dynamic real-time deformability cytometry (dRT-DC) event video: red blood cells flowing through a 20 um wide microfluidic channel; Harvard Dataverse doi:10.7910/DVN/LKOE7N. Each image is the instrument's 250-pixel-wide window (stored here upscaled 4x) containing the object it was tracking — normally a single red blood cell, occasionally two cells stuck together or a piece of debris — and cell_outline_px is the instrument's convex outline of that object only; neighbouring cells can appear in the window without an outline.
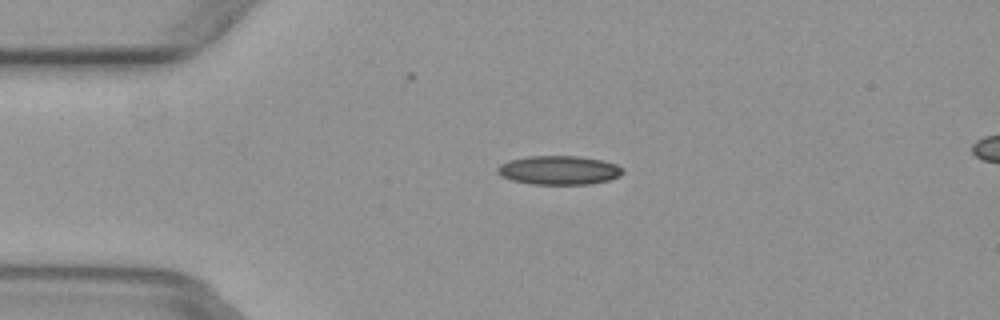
{"species": "common noctule bat (a hibernating species)", "species_latin": "Nyctalus noctula", "temperature_condition": "warm", "stored_images_in_passage": 5, "camera_frame_rate_fps": 3000, "um_per_image_px": 0.085, "animal": {"sex": "female", "body_mass_g": 29.2, "forearm_length_mm": 56.3}, "frame": {"image": 1, "passage_image": 3, "time_ms": 0.667, "image_size_px": [1000, 320], "cell_outline_px": [[624, 172], [620, 176], [608, 180], [592, 184], [528, 184], [512, 180], [500, 176], [496, 172], [496, 168], [500, 164], [508, 160], [528, 156], [576, 156], [600, 160], [616, 164], [624, 168]], "centroid_in_image_um": [47.48, 14.47], "position_along_channel_um": 37.5, "area_um2": 21.27}}